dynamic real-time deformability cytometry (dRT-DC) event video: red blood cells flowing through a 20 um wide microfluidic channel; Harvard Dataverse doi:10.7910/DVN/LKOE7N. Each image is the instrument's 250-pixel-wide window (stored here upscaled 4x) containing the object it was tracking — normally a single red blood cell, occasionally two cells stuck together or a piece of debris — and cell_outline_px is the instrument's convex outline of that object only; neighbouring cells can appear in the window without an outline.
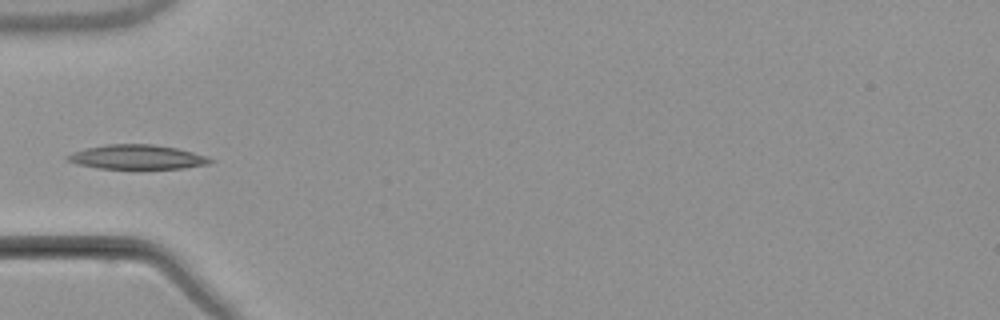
{"species": "common noctule bat (a hibernating species)", "species_latin": "Nyctalus noctula", "temperature_condition": "warm", "stored_images_in_passage": 2, "camera_frame_rate_fps": 3000, "um_per_image_px": 0.085, "animal": {"sex": "male", "body_mass_g": 21.5, "forearm_length_mm": 52.0}, "frame": {"image": 1, "passage_image": 2, "time_ms": 1.333, "image_size_px": [1000, 320], "cell_outline_px": [[216, 160], [208, 164], [184, 168], [96, 168], [76, 164], [68, 160], [64, 156], [72, 152], [84, 148], [108, 144], [152, 144], [176, 148], [208, 156]], "centroid_in_image_um": [11.64, 13.34], "position_along_channel_um": 73.4, "area_um2": 20.29}}